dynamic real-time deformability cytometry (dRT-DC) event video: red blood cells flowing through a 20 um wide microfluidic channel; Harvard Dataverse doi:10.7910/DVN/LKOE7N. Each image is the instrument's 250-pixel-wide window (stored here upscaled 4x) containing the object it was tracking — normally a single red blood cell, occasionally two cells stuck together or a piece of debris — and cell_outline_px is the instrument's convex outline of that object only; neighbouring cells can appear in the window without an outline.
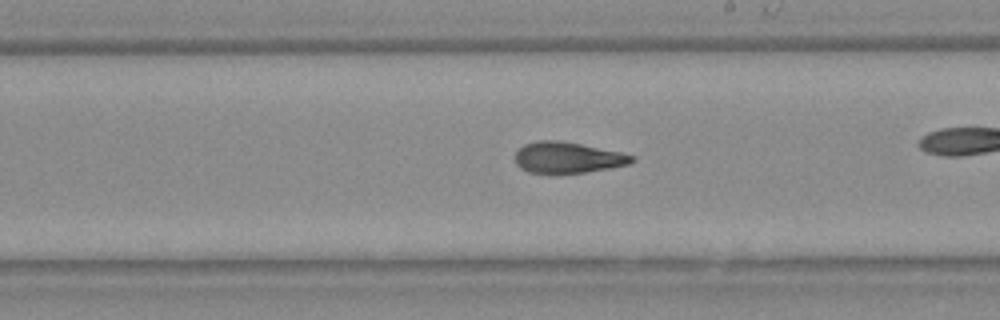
{"species": "Egyptian fruit bat (a non-hibernating species)", "species_latin": "Rousettus aegyptiacus", "temperature_condition": "warm", "stored_images_in_passage": 23, "camera_frame_rate_fps": 3000, "um_per_image_px": 0.085, "animal": {"sex": "female"}, "frame": {"image": 1, "passage_image": 14, "time_ms": 4.333, "image_size_px": [1000, 320], "cell_outline_px": [[636, 160], [628, 164], [612, 168], [584, 172], [528, 172], [520, 168], [516, 164], [516, 152], [524, 144], [536, 140], [556, 140], [580, 144], [620, 152], [632, 156]], "centroid_in_image_um": [48.24, 13.38], "position_along_channel_um": 240.8, "area_um2": 20.75}}